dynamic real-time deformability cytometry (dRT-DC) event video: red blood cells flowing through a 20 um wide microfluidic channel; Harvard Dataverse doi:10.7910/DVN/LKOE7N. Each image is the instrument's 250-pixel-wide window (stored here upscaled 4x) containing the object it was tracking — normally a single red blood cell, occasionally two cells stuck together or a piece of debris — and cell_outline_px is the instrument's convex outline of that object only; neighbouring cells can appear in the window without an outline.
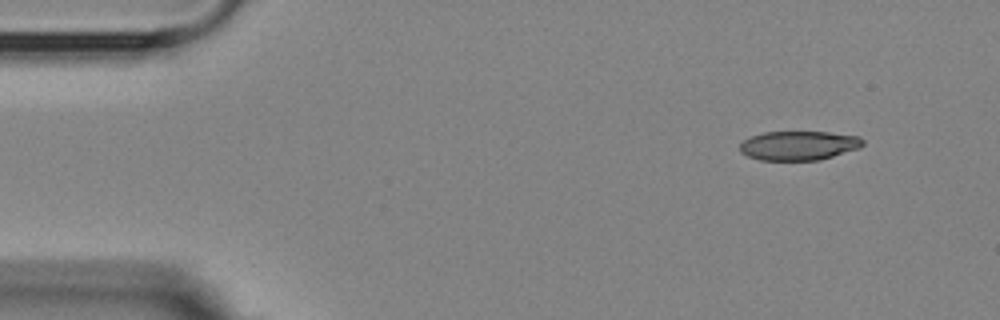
{"species": "Egyptian fruit bat (a non-hibernating species)", "species_latin": "Rousettus aegyptiacus", "temperature_condition": "room temperature", "stored_images_in_passage": 4, "camera_frame_rate_fps": 3000, "um_per_image_px": 0.085, "animal": {"sex": "female"}, "frame": {"image": 1, "passage_image": 1, "time_ms": 0.0, "image_size_px": [1000, 320], "cell_outline_px": [[864, 144], [860, 148], [820, 160], [760, 160], [748, 156], [740, 152], [740, 144], [744, 140], [752, 136], [764, 132], [828, 132], [860, 136], [864, 140]], "centroid_in_image_um": [67.92, 12.37], "position_along_channel_um": 17.1, "area_um2": 20.98}}
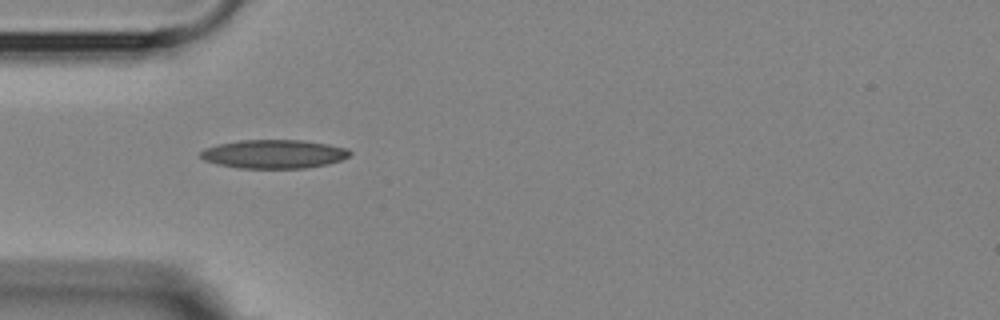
{"frame": {"image": 2, "passage_image": 4, "time_ms": 3.667, "image_size_px": [1000, 320], "cell_outline_px": [[352, 152], [348, 156], [340, 160], [328, 164], [304, 168], [236, 168], [216, 164], [204, 160], [200, 156], [200, 152], [204, 148], [216, 144], [240, 140], [304, 140], [328, 144], [348, 148]], "centroid_in_image_um": [23.25, 13.09], "position_along_channel_um": 61.7, "area_um2": 25.14}}